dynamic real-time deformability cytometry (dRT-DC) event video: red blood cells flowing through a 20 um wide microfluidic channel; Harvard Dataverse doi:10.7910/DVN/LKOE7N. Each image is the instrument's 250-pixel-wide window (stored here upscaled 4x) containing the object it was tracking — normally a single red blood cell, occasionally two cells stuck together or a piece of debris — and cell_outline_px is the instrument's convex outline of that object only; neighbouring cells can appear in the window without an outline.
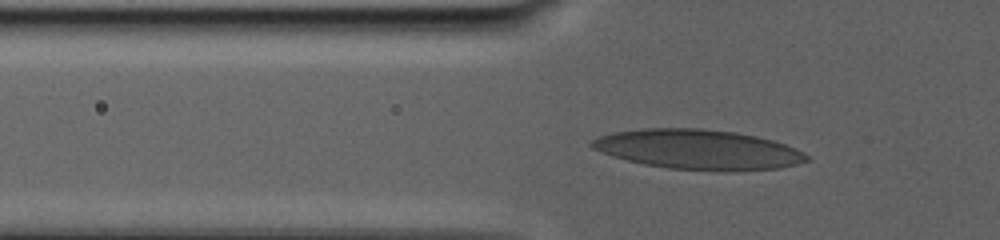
{"species": "human", "species_latin": "Homo sapiens", "temperature_condition": "warm", "stored_images_in_passage": 67, "camera_frame_rate_fps": 3000, "um_per_image_px": 0.085, "donor": {"sex": "male"}, "frame": {"image": 1, "passage_image": 20, "time_ms": 10.333, "image_size_px": [1000, 240], "cell_outline_px": [[812, 160], [780, 168], [728, 172], [668, 168], [644, 164], [612, 156], [592, 148], [588, 144], [592, 140], [600, 136], [612, 132], [644, 128], [700, 128], [736, 132], [756, 136], [772, 140], [796, 148], [812, 156]], "centroid_in_image_um": [59.39, 12.71], "position_along_channel_um": 66.4, "area_um2": 50.23}}
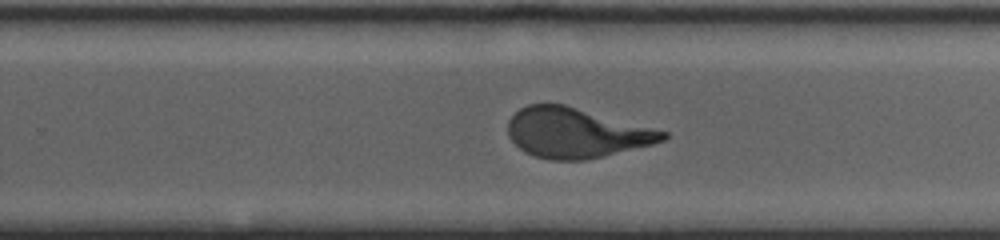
{"frame": {"image": 2, "passage_image": 44, "time_ms": 19.333, "image_size_px": [1000, 240], "cell_outline_px": [[668, 136], [664, 140], [652, 144], [604, 156], [584, 160], [548, 160], [524, 152], [508, 136], [508, 120], [520, 108], [528, 104], [564, 104], [668, 132]], "centroid_in_image_um": [48.94, 11.3], "position_along_channel_um": 280.9, "area_um2": 44.74}}
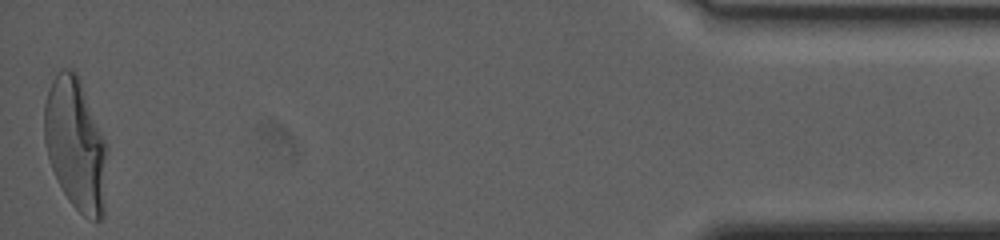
{"frame": {"image": 3, "passage_image": 67, "time_ms": 28.333, "image_size_px": [1000, 240], "cell_outline_px": [[108, 148], [104, 216], [100, 220], [96, 220], [84, 216], [68, 200], [52, 168], [48, 156], [44, 140], [44, 104], [52, 80], [64, 68], [72, 68], [76, 72], [80, 80]], "centroid_in_image_um": [6.45, 12.3], "position_along_channel_um": 428.8, "area_um2": 48.15}, "authors_computed_cell_mechanics": {"area_um2": 45.662, "velocity_mm_per_s": 2.4642, "shape_relaxation_time_tau1_ms": 7.1078, "shape_relaxation_time_tau2_ms": null, "deformation_change_tau1": 0.2498, "deformation_change_tau2": null}}